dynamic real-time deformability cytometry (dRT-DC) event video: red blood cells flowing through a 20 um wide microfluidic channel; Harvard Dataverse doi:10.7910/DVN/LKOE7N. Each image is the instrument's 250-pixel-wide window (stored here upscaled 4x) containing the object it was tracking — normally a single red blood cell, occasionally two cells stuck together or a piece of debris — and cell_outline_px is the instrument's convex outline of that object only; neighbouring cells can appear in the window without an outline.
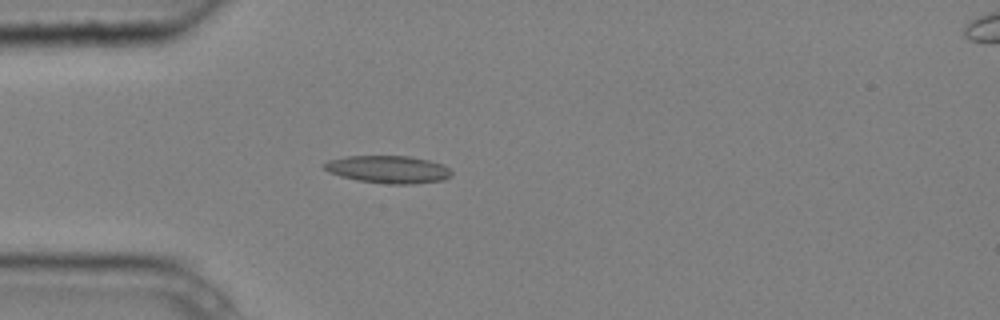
{"species": "common noctule bat (a hibernating species)", "species_latin": "Nyctalus noctula", "temperature_condition": "cold", "stored_images_in_passage": 4, "camera_frame_rate_fps": 3000, "um_per_image_px": 0.085, "animal": {"sex": "male", "body_mass_g": 20.4}, "frame": {"image": 1, "passage_image": 4, "time_ms": 1.0, "image_size_px": [1000, 320], "cell_outline_px": [[452, 176], [444, 180], [408, 184], [388, 184], [356, 180], [340, 176], [328, 172], [324, 168], [324, 164], [328, 160], [348, 156], [408, 156], [428, 160], [444, 164], [452, 172]], "centroid_in_image_um": [33.01, 14.4], "position_along_channel_um": 52.0, "area_um2": 20.46}}